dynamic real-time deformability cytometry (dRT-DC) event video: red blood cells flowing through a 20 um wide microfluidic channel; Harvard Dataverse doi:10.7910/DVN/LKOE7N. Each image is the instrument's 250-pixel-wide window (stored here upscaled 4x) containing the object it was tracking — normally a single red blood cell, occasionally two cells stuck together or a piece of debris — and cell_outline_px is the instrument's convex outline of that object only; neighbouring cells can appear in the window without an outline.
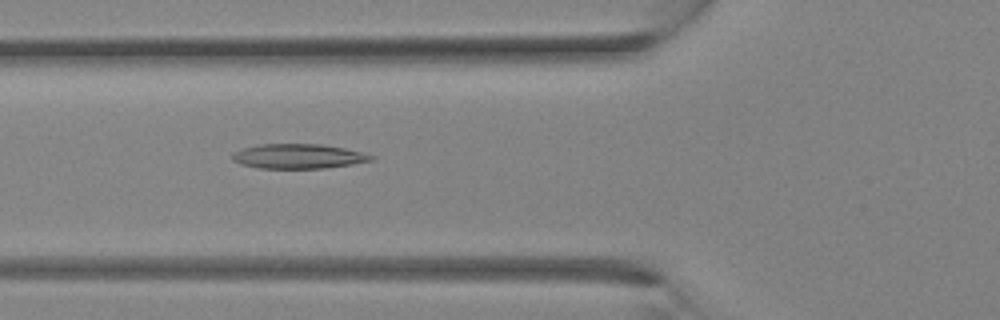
{"species": "Egyptian fruit bat (a non-hibernating species)", "species_latin": "Rousettus aegyptiacus", "temperature_condition": "room temperature", "stored_images_in_passage": 33, "camera_frame_rate_fps": 3000, "um_per_image_px": 0.085, "animal": {"sex": "female"}, "frame": {"image": 1, "passage_image": 12, "time_ms": 3.667, "image_size_px": [1000, 320], "cell_outline_px": [[376, 156], [372, 160], [352, 164], [324, 168], [256, 168], [240, 164], [232, 160], [232, 152], [244, 148], [260, 144], [320, 144], [344, 148]], "centroid_in_image_um": [25.32, 13.28], "position_along_channel_um": 100.5, "area_um2": 19.88}}
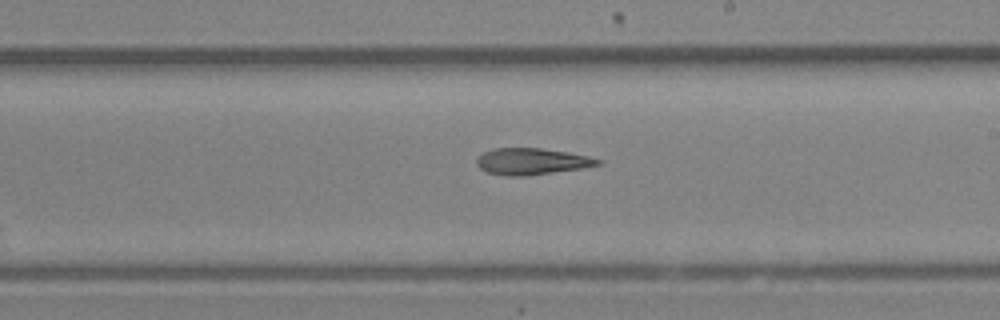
{"frame": {"image": 2, "passage_image": 19, "time_ms": 6.0, "image_size_px": [1000, 320], "cell_outline_px": [[604, 160], [600, 164], [580, 168], [524, 176], [508, 176], [484, 172], [476, 164], [476, 156], [492, 148], [540, 148], [568, 152], [588, 156]], "centroid_in_image_um": [45.14, 13.71], "position_along_channel_um": 243.9, "area_um2": 18.73}}
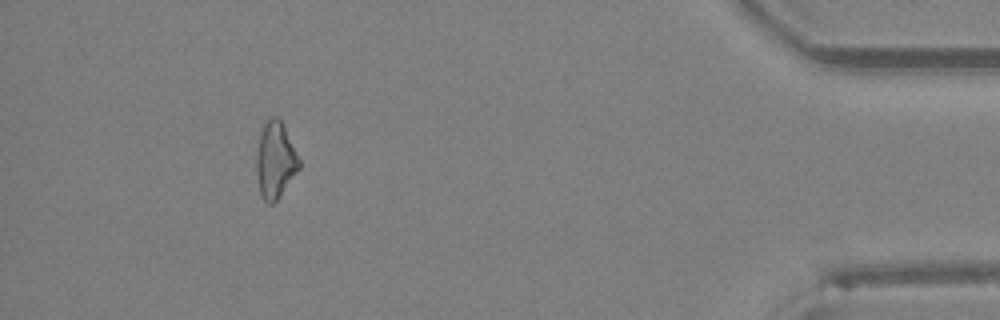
{"frame": {"image": 3, "passage_image": 30, "time_ms": 9.667, "image_size_px": [1000, 320], "cell_outline_px": [[300, 168], [276, 200], [272, 204], [268, 204], [264, 200], [260, 192], [256, 172], [256, 156], [260, 132], [264, 124], [272, 116], [276, 116], [280, 120], [300, 160]], "centroid_in_image_um": [23.38, 13.62], "position_along_channel_um": 411.8, "area_um2": 18.61}}